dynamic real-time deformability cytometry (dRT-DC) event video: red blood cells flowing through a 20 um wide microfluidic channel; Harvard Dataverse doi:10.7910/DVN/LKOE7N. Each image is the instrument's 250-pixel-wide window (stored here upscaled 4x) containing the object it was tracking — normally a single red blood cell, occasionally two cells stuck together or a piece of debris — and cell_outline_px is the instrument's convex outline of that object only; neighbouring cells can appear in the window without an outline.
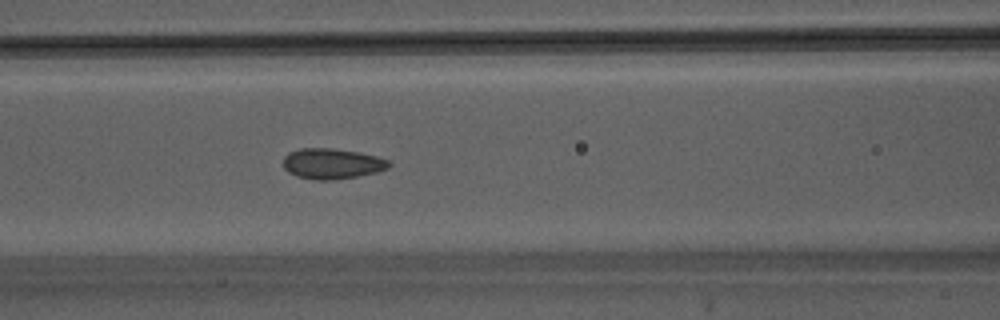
{"species": "Egyptian fruit bat (a non-hibernating species)", "species_latin": "Rousettus aegyptiacus", "temperature_condition": "warm", "stored_images_in_passage": 42, "camera_frame_rate_fps": 3000, "um_per_image_px": 0.085, "animal": {"sex": "male"}, "frame": {"image": 1, "passage_image": 17, "time_ms": 5.333, "image_size_px": [1000, 320], "cell_outline_px": [[392, 164], [388, 168], [376, 172], [356, 176], [332, 180], [312, 180], [296, 176], [288, 172], [284, 168], [284, 156], [288, 152], [300, 148], [332, 148], [360, 152], [376, 156], [388, 160]], "centroid_in_image_um": [28.2, 13.91], "position_along_channel_um": 138.4, "area_um2": 18.9}}
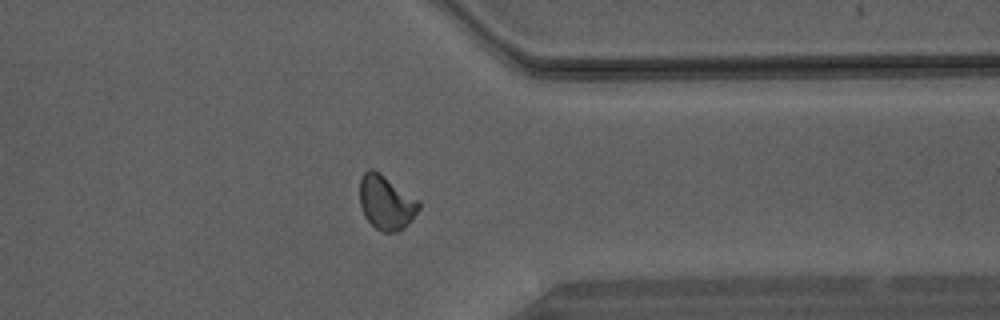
{"frame": {"image": 2, "passage_image": 33, "time_ms": 10.667, "image_size_px": [1000, 320], "cell_outline_px": [[420, 208], [412, 220], [404, 228], [396, 232], [384, 232], [376, 228], [364, 216], [360, 204], [360, 180], [364, 172], [368, 168], [372, 168], [380, 172], [420, 200]], "centroid_in_image_um": [32.84, 17.19], "position_along_channel_um": 378.6, "area_um2": 18.9}}
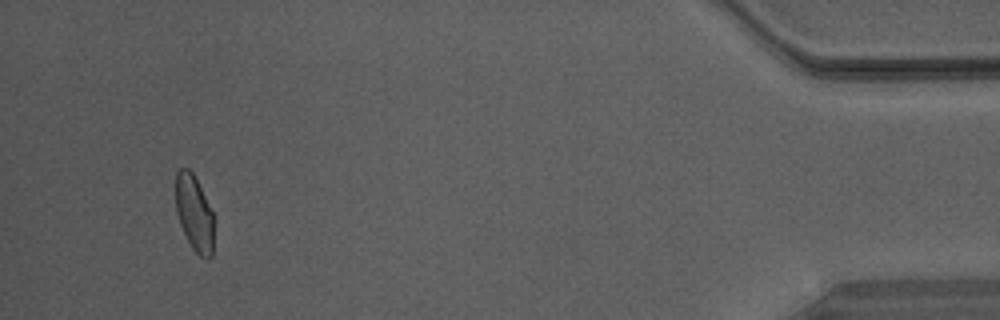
{"frame": {"image": 3, "passage_image": 40, "time_ms": 13.0, "image_size_px": [1000, 320], "cell_outline_px": [[212, 256], [208, 260], [200, 256], [192, 248], [180, 224], [176, 212], [176, 172], [180, 168], [188, 168], [192, 172], [212, 212]], "centroid_in_image_um": [16.49, 18.13], "position_along_channel_um": 418.7, "area_um2": 16.42}}